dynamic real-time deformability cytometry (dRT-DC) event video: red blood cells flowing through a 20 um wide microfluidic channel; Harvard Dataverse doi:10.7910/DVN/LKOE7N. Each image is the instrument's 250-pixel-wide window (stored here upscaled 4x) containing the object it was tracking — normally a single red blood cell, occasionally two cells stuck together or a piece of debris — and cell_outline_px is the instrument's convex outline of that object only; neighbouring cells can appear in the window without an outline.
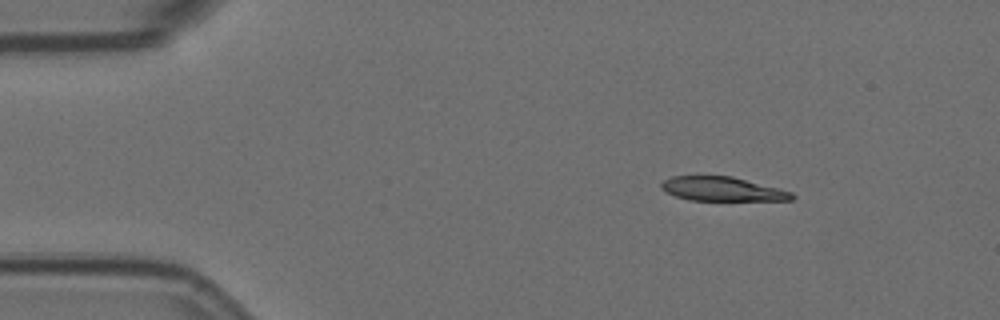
{"species": "Egyptian fruit bat (a non-hibernating species)", "species_latin": "Rousettus aegyptiacus", "temperature_condition": "room temperature", "stored_images_in_passage": 7, "camera_frame_rate_fps": 3000, "um_per_image_px": 0.085, "animal": {"sex": "female"}, "frame": {"image": 1, "passage_image": 1, "time_ms": 0.0, "image_size_px": [1000, 320], "cell_outline_px": [[796, 196], [792, 200], [688, 200], [664, 192], [660, 188], [660, 184], [664, 180], [672, 176], [732, 176], [780, 188], [792, 192]], "centroid_in_image_um": [61.39, 16.06], "position_along_channel_um": 23.6, "area_um2": 18.44}}
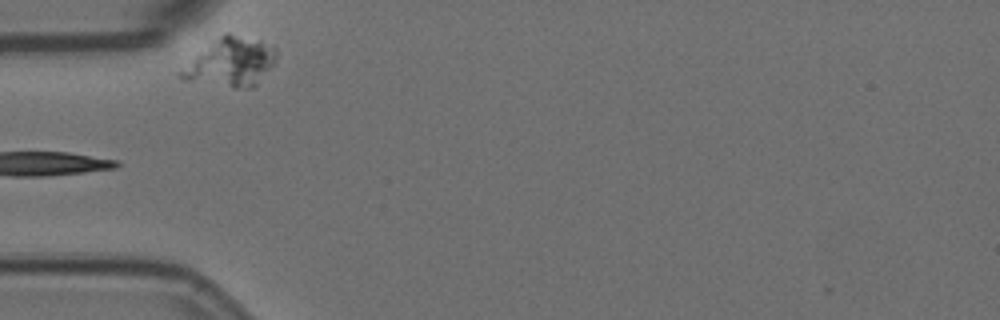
{"frame": {"image": 2, "passage_image": 4, "time_ms": 1.0, "image_size_px": [1000, 320], "cell_outline_px": [[276, 60], [256, 84], [252, 88], [232, 88], [188, 80], [176, 76], [176, 72], [224, 32], [228, 32], [260, 40], [272, 44], [276, 48]], "centroid_in_image_um": [19.62, 5.28], "position_along_channel_um": 65.4, "area_um2": 26.82}}
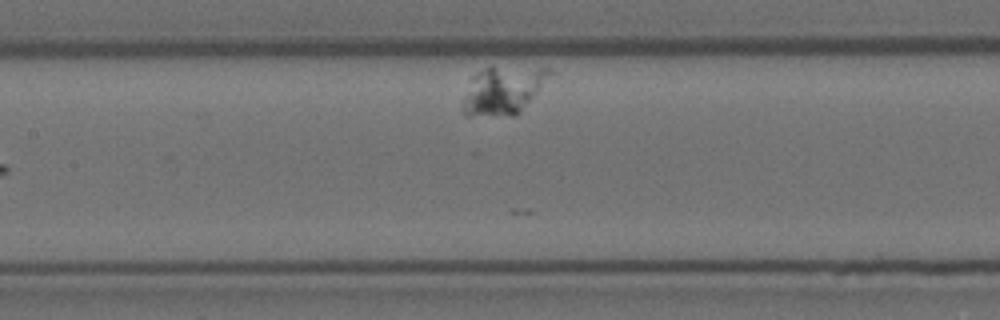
{"frame": {"image": 3, "passage_image": 7, "time_ms": 2.0, "image_size_px": [1000, 320], "cell_outline_px": [[552, 72], [520, 112], [516, 116], [464, 116], [460, 112], [460, 108], [472, 76], [476, 72], [492, 64], [552, 68]], "centroid_in_image_um": [42.7, 7.64], "position_along_channel_um": 164.7, "area_um2": 24.85}}